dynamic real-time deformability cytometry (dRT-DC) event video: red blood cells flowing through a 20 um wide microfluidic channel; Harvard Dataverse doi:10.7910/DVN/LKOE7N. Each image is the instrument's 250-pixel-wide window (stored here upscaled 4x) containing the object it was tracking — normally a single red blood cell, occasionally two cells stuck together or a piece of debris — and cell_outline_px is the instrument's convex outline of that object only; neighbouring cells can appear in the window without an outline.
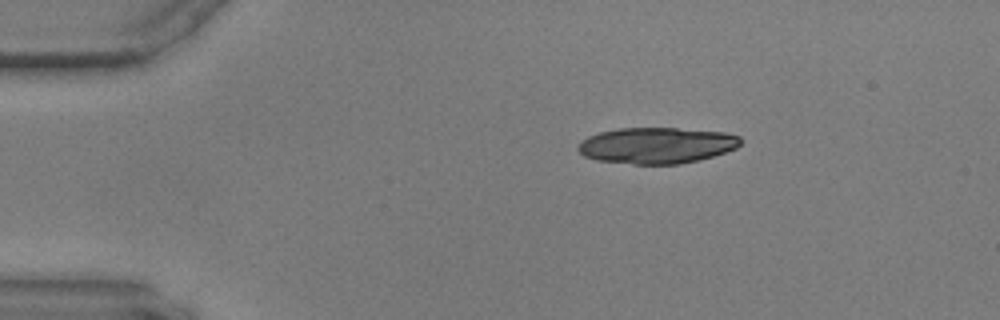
{"species": "common noctule bat (a hibernating species)", "species_latin": "Nyctalus noctula", "temperature_condition": "warm", "stored_images_in_passage": 48, "camera_frame_rate_fps": 3000, "um_per_image_px": 0.085, "animal": {"sex": "male", "body_mass_g": 17.9, "forearm_length_mm": 54.2}, "frame": {"image": 1, "passage_image": 1, "time_ms": 0.0, "image_size_px": [1000, 320], "cell_outline_px": [[744, 140], [736, 148], [700, 160], [680, 164], [632, 164], [596, 160], [584, 156], [576, 148], [588, 136], [600, 132], [620, 128], [676, 128], [724, 132], [740, 136]], "centroid_in_image_um": [55.84, 12.36], "position_along_channel_um": 29.2, "area_um2": 34.22}}
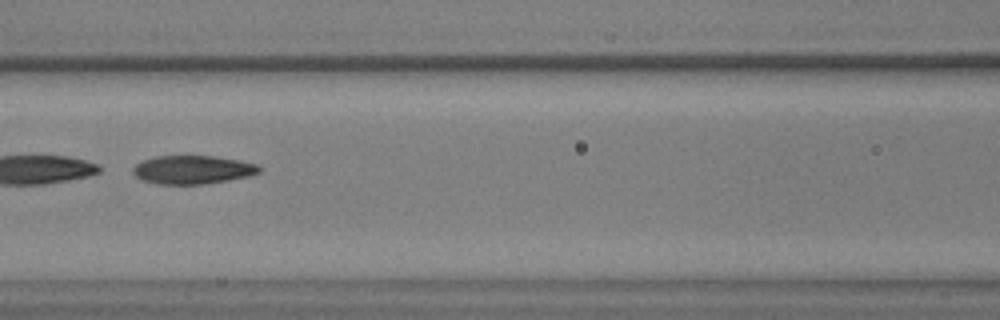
{"frame": {"image": 2, "passage_image": 17, "time_ms": 5.333, "image_size_px": [1000, 320], "cell_outline_px": [[260, 172], [248, 176], [228, 180], [204, 184], [160, 184], [144, 180], [136, 176], [132, 172], [132, 168], [136, 164], [144, 160], [156, 156], [212, 156], [236, 160], [256, 164], [260, 168]], "centroid_in_image_um": [16.35, 14.43], "position_along_channel_um": 150.3, "area_um2": 20.63}}
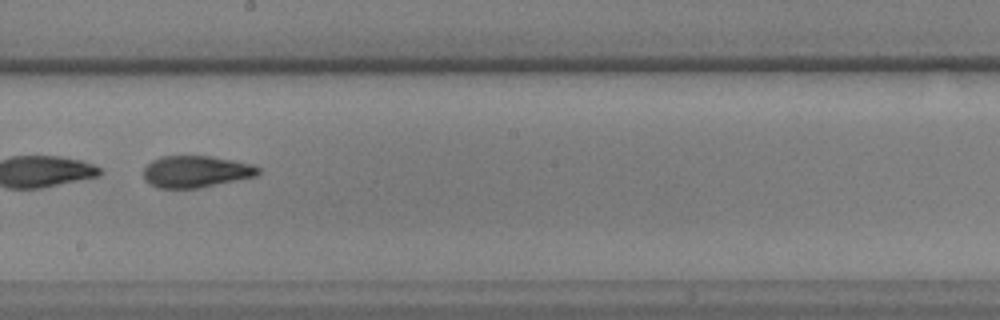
{"frame": {"image": 3, "passage_image": 24, "time_ms": 7.667, "image_size_px": [1000, 320], "cell_outline_px": [[260, 172], [256, 176], [200, 188], [156, 188], [148, 184], [144, 180], [144, 168], [152, 160], [160, 156], [208, 156], [232, 160], [252, 164], [260, 168]], "centroid_in_image_um": [16.63, 14.59], "position_along_channel_um": 231.6, "area_um2": 21.33}}